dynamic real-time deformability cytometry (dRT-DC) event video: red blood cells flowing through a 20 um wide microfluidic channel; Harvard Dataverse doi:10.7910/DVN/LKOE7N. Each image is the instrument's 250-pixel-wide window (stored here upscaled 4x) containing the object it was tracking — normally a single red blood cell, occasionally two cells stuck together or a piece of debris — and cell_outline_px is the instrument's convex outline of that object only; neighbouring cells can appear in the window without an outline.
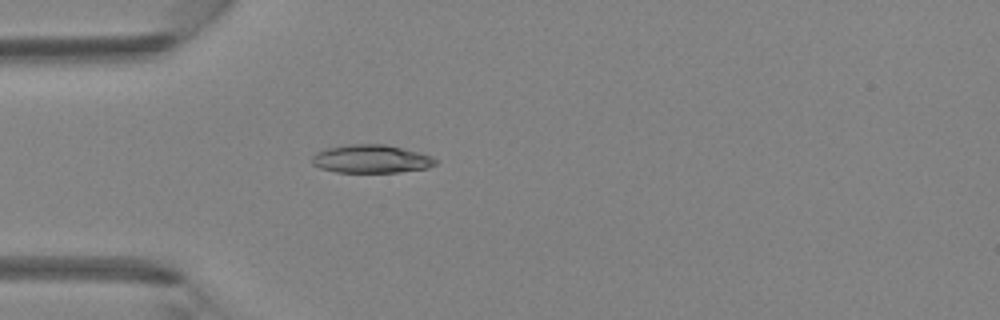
{"species": "Egyptian fruit bat (a non-hibernating species)", "species_latin": "Rousettus aegyptiacus", "temperature_condition": "room temperature", "stored_images_in_passage": 4, "camera_frame_rate_fps": 3000, "um_per_image_px": 0.085, "animal": {"sex": "female"}, "frame": {"image": 1, "passage_image": 4, "time_ms": 1.0, "image_size_px": [1000, 320], "cell_outline_px": [[436, 164], [428, 168], [400, 172], [336, 172], [320, 168], [312, 164], [312, 156], [316, 152], [328, 148], [348, 144], [388, 144], [420, 152], [432, 156], [436, 160]], "centroid_in_image_um": [31.57, 13.5], "position_along_channel_um": 53.4, "area_um2": 20.46}}